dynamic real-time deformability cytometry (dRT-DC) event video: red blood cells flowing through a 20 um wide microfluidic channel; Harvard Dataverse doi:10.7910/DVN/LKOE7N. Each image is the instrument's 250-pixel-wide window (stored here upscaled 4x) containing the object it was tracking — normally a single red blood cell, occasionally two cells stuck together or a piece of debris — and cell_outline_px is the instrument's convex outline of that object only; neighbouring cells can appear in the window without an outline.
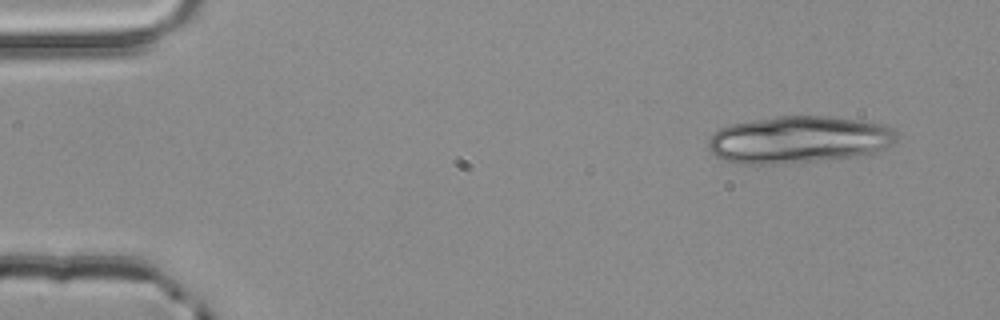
{"species": "common noctule bat (a hibernating species)", "species_latin": "Nyctalus noctula", "temperature_condition": "room temperature", "stored_images_in_passage": 4, "camera_frame_rate_fps": 3000, "um_per_image_px": 0.085, "animal": {"sex": "male", "body_mass_g": 20.4}, "frame": {"image": 1, "passage_image": 1, "time_ms": 0.0, "image_size_px": [1000, 320], "cell_outline_px": [[896, 140], [892, 144], [884, 148], [872, 152], [856, 156], [784, 164], [744, 164], [724, 160], [716, 156], [708, 148], [708, 140], [720, 128], [732, 124], [752, 120], [776, 116], [828, 116], [860, 120], [884, 124], [892, 128], [896, 132]], "centroid_in_image_um": [67.88, 11.86], "position_along_channel_um": 17.1, "area_um2": 51.62}}